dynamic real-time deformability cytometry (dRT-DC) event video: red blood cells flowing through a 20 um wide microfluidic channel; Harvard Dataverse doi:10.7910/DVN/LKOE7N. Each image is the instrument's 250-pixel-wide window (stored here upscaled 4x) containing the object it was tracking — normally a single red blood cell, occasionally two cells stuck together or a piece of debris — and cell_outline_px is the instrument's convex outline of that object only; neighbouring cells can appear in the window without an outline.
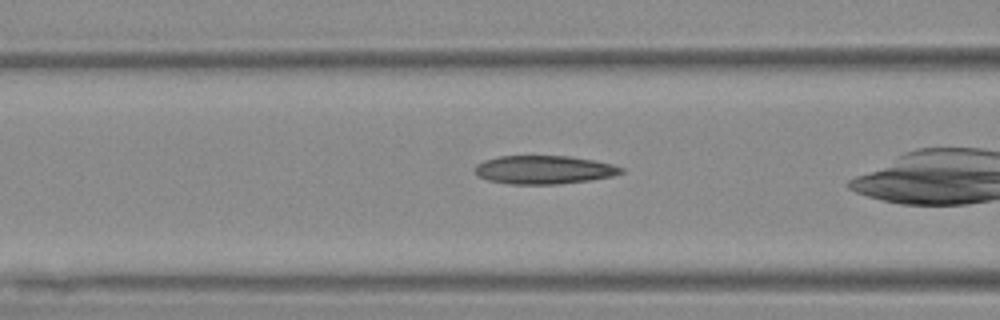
{"species": "Egyptian fruit bat (a non-hibernating species)", "species_latin": "Rousettus aegyptiacus", "temperature_condition": "warm", "stored_images_in_passage": 14, "camera_frame_rate_fps": 3000, "um_per_image_px": 0.085, "animal": {"sex": "female"}, "frame": {"image": 1, "passage_image": 12, "time_ms": 3.667, "image_size_px": [1000, 320], "cell_outline_px": [[624, 172], [612, 176], [592, 180], [556, 184], [508, 184], [488, 180], [480, 176], [476, 172], [476, 164], [484, 160], [500, 156], [568, 156], [592, 160], [612, 164], [624, 168]], "centroid_in_image_um": [46.26, 14.43], "position_along_channel_um": 120.3, "area_um2": 24.1}}